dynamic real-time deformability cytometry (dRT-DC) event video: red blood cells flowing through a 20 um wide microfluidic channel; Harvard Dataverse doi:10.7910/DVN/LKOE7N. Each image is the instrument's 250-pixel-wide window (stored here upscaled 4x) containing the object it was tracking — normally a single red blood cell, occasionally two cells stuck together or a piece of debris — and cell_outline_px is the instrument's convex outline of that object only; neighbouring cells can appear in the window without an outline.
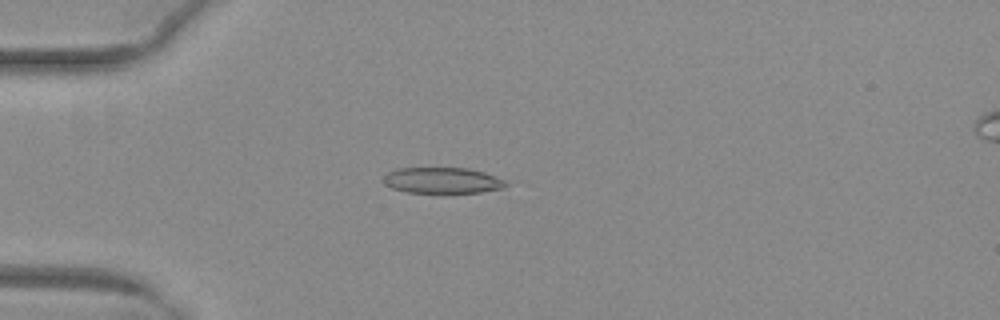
{"species": "common noctule bat (a hibernating species)", "species_latin": "Nyctalus noctula", "temperature_condition": "warm", "stored_images_in_passage": 30, "camera_frame_rate_fps": 3000, "um_per_image_px": 0.085, "animal": {"sex": "female", "body_mass_g": 29.2, "forearm_length_mm": 56.3}, "frame": {"image": 1, "passage_image": 16, "time_ms": 5.0, "image_size_px": [1000, 320], "cell_outline_px": [[508, 184], [504, 188], [480, 192], [408, 192], [392, 188], [384, 184], [384, 176], [388, 172], [396, 168], [468, 168], [484, 172], [504, 180]], "centroid_in_image_um": [37.59, 15.32], "position_along_channel_um": 47.4, "area_um2": 18.32}}
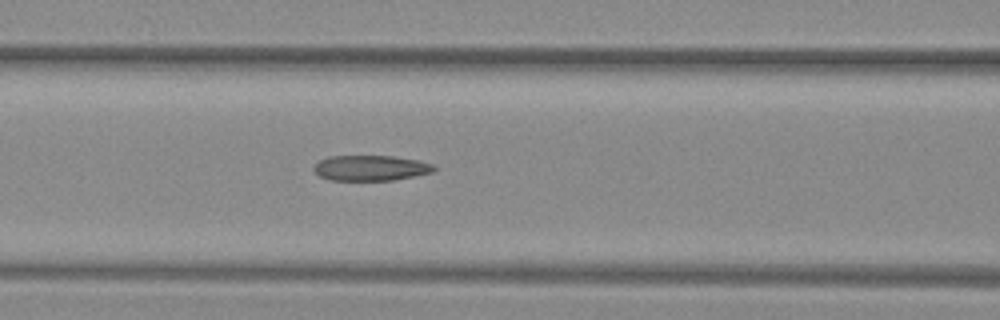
{"frame": {"image": 2, "passage_image": 24, "time_ms": 7.667, "image_size_px": [1000, 320], "cell_outline_px": [[436, 168], [432, 172], [416, 176], [392, 180], [328, 180], [320, 176], [312, 168], [320, 160], [328, 156], [392, 156], [420, 160], [436, 164]], "centroid_in_image_um": [31.55, 14.27], "position_along_channel_um": 135.1, "area_um2": 17.92}}
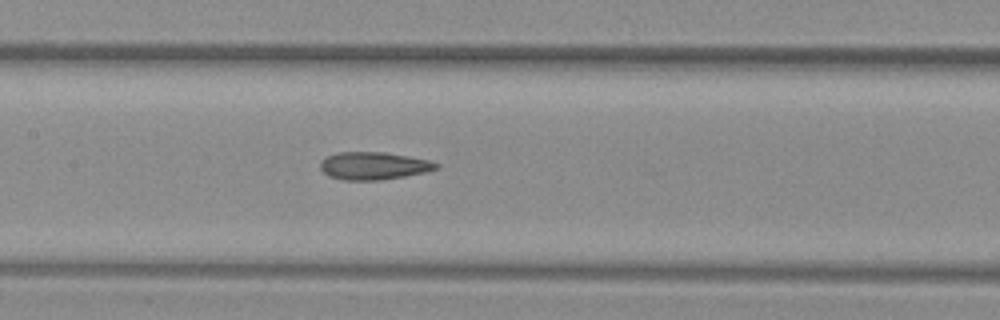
{"frame": {"image": 3, "passage_image": 27, "time_ms": 8.667, "image_size_px": [1000, 320], "cell_outline_px": [[440, 168], [428, 172], [380, 180], [344, 180], [328, 176], [320, 168], [320, 160], [324, 156], [340, 152], [384, 152], [408, 156], [428, 160], [440, 164]], "centroid_in_image_um": [31.76, 14.09], "position_along_channel_um": 175.6, "area_um2": 18.84}}